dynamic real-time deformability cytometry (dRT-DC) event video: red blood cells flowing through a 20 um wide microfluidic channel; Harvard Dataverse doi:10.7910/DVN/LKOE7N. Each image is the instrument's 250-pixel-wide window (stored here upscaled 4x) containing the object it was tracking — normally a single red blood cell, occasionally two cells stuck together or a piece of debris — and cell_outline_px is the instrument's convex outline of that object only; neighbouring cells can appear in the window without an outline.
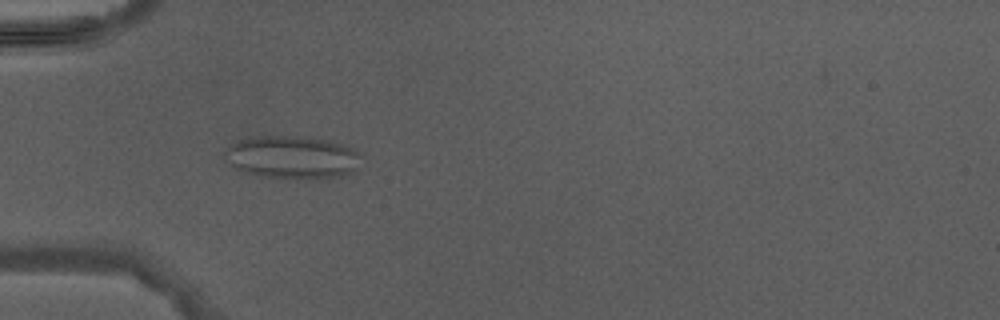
{"species": "Egyptian fruit bat (a non-hibernating species)", "species_latin": "Rousettus aegyptiacus", "temperature_condition": "warm", "stored_images_in_passage": 5, "camera_frame_rate_fps": 3000, "um_per_image_px": 0.085, "animal": {"sex": "male"}, "frame": {"image": 1, "passage_image": 4, "time_ms": 3.667, "image_size_px": [1000, 320], "cell_outline_px": [[360, 156], [356, 172], [344, 176], [324, 180], [312, 180], [260, 176], [244, 172], [232, 168], [224, 160], [224, 152], [236, 140], [248, 136], [312, 136], [348, 144], [356, 148]], "centroid_in_image_um": [24.88, 13.37], "position_along_channel_um": 60.1, "area_um2": 35.6}}